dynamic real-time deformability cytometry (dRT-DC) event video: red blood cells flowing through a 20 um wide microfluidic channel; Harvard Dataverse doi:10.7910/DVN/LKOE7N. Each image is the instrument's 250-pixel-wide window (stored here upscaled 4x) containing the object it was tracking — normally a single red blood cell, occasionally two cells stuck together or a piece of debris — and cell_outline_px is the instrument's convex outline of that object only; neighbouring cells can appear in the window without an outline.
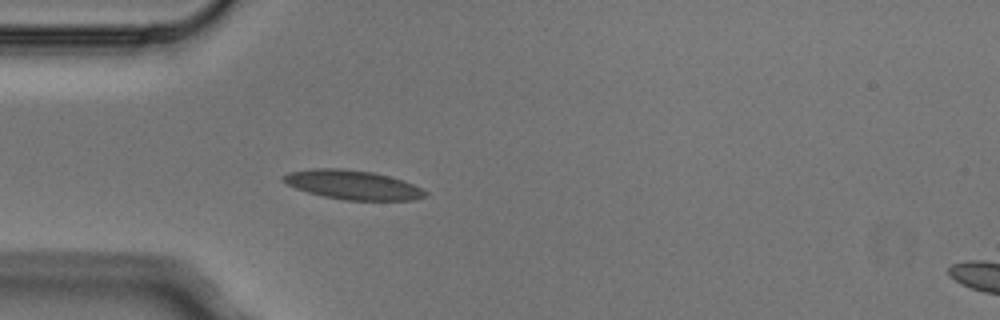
{"species": "Egyptian fruit bat (a non-hibernating species)", "species_latin": "Rousettus aegyptiacus", "temperature_condition": "cold", "stored_images_in_passage": 3, "camera_frame_rate_fps": 3000, "um_per_image_px": 0.085, "animal": {"sex": "male"}, "frame": {"image": 1, "passage_image": 3, "time_ms": 0.667, "image_size_px": [1000, 320], "cell_outline_px": [[428, 196], [412, 200], [344, 200], [324, 196], [308, 192], [296, 188], [280, 180], [280, 176], [288, 172], [312, 168], [340, 168], [372, 172], [404, 180], [428, 192]], "centroid_in_image_um": [29.96, 15.7], "position_along_channel_um": 55.0, "area_um2": 24.16}}